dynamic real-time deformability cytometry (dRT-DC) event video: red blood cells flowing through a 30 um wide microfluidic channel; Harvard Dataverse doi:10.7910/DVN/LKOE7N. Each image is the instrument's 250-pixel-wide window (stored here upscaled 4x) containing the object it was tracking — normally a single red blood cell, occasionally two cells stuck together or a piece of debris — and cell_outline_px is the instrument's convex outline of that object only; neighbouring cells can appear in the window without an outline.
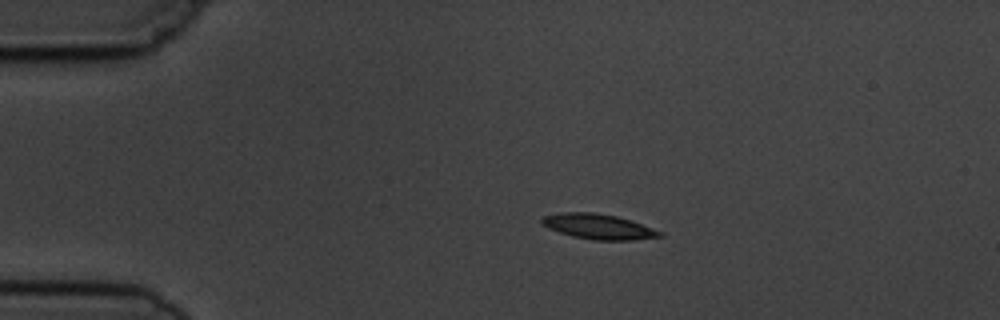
{"species": "common noctule bat (a hibernating species)", "species_latin": "Nyctalus noctula", "temperature_condition": "cold", "stored_images_in_passage": 5, "camera_frame_rate_fps": 3000, "um_per_image_px": 0.085, "animal": {"sex": "male", "body_mass_g": 19.5, "forearm_length_mm": 54.6}, "frame": {"image": 1, "passage_image": 2, "time_ms": 1.333, "image_size_px": [1000, 320], "cell_outline_px": [[664, 236], [636, 240], [592, 240], [572, 236], [548, 228], [540, 224], [540, 220], [544, 216], [560, 212], [592, 212], [616, 216], [632, 220], [664, 232]], "centroid_in_image_um": [50.89, 19.26], "position_along_channel_um": 34.1, "area_um2": 17.51}}
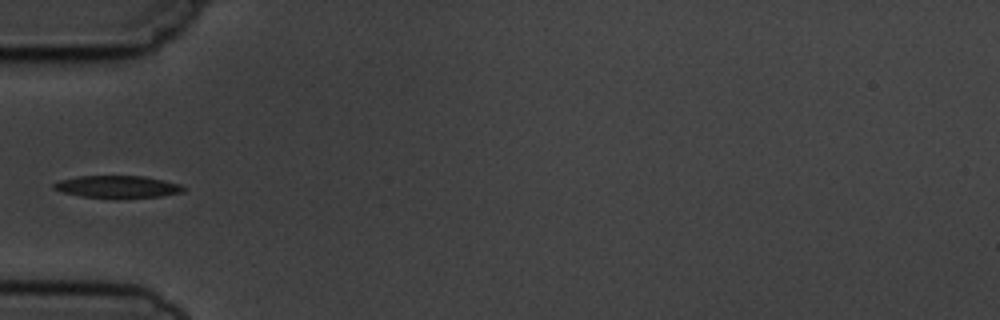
{"frame": {"image": 2, "passage_image": 4, "time_ms": 3.667, "image_size_px": [1000, 320], "cell_outline_px": [[184, 192], [160, 196], [120, 200], [116, 200], [80, 196], [64, 192], [52, 188], [52, 184], [60, 180], [76, 176], [144, 176], [164, 180], [180, 184], [184, 188]], "centroid_in_image_um": [9.98, 15.9], "position_along_channel_um": 75.0, "area_um2": 17.34}}
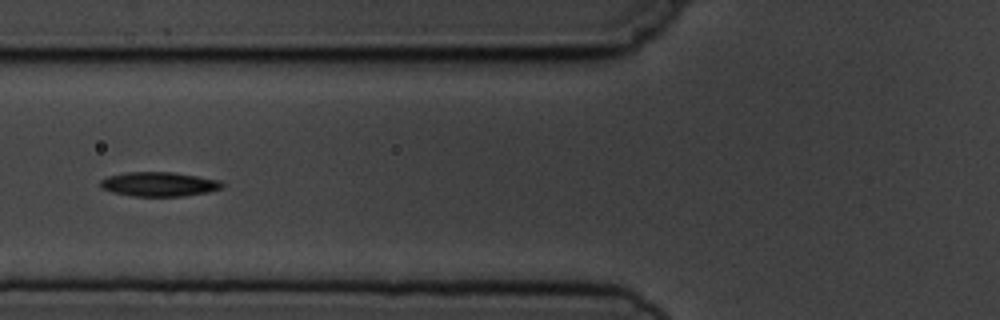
{"frame": {"image": 3, "passage_image": 5, "time_ms": 4.667, "image_size_px": [1000, 320], "cell_outline_px": [[224, 188], [208, 192], [184, 196], [132, 196], [112, 192], [100, 188], [100, 180], [108, 176], [128, 172], [172, 172], [220, 180], [224, 184]], "centroid_in_image_um": [13.52, 15.66], "position_along_channel_um": 112.3, "area_um2": 17.34}}